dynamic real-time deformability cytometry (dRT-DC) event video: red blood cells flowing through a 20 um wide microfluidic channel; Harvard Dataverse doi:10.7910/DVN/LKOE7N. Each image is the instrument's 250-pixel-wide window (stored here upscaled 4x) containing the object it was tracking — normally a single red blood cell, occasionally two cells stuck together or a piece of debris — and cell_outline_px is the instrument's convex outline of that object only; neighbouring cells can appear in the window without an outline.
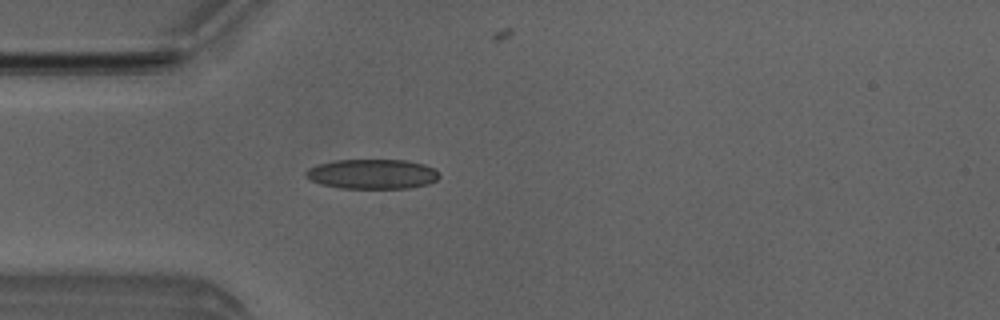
{"species": "Egyptian fruit bat (a non-hibernating species)", "species_latin": "Rousettus aegyptiacus", "temperature_condition": "room temperature", "stored_images_in_passage": 3, "camera_frame_rate_fps": 3000, "um_per_image_px": 0.085, "animal": {"sex": "male"}, "frame": {"image": 1, "passage_image": 3, "time_ms": 2.333, "image_size_px": [1000, 320], "cell_outline_px": [[440, 176], [436, 180], [428, 184], [408, 188], [340, 188], [320, 184], [304, 176], [304, 172], [308, 168], [320, 164], [336, 160], [404, 160], [424, 164], [440, 172]], "centroid_in_image_um": [31.64, 14.79], "position_along_channel_um": 53.4, "area_um2": 23.12}}